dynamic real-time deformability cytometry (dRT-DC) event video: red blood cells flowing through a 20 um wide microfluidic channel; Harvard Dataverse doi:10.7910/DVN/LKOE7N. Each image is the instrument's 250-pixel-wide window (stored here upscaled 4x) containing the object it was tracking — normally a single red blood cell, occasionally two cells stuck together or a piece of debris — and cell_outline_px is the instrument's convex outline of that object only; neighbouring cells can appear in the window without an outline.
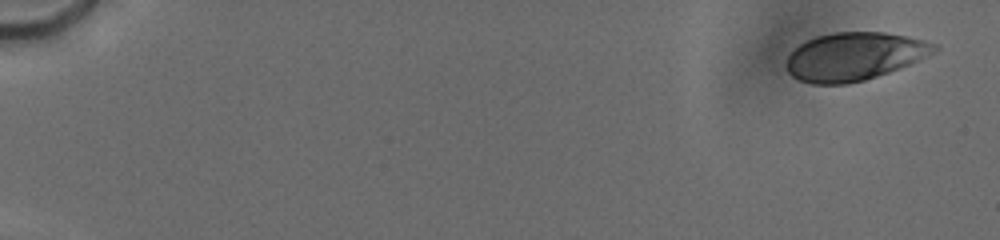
{"species": "human", "species_latin": "Homo sapiens", "temperature_condition": "cold", "stored_images_in_passage": 72, "camera_frame_rate_fps": 3000, "um_per_image_px": 0.085, "donor": {"sex": "male"}, "frame": {"image": 1, "passage_image": 4, "time_ms": 0.667, "image_size_px": [1000, 240], "cell_outline_px": [[936, 48], [932, 52], [900, 68], [864, 80], [848, 84], [812, 84], [800, 80], [792, 76], [788, 72], [784, 64], [788, 56], [800, 44], [816, 36], [836, 32], [884, 32], [908, 36], [936, 44]], "centroid_in_image_um": [72.55, 4.8], "position_along_channel_um": 12.5, "area_um2": 40.92}}
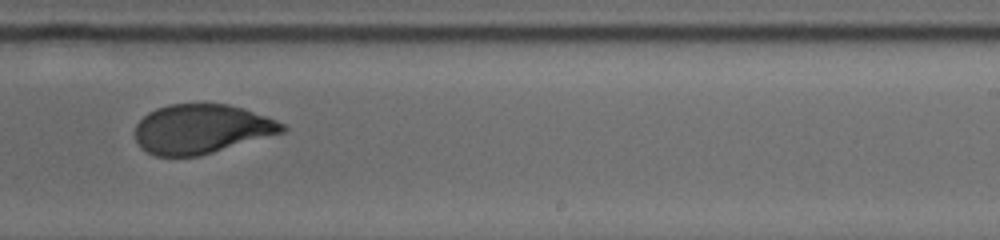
{"frame": {"image": 2, "passage_image": 44, "time_ms": 12.333, "image_size_px": [1000, 240], "cell_outline_px": [[288, 128], [284, 132], [200, 156], [156, 156], [140, 148], [136, 140], [136, 124], [148, 112], [156, 108], [168, 104], [228, 104], [244, 108], [276, 120], [284, 124]], "centroid_in_image_um": [17.12, 10.96], "position_along_channel_um": 271.9, "area_um2": 42.31}}
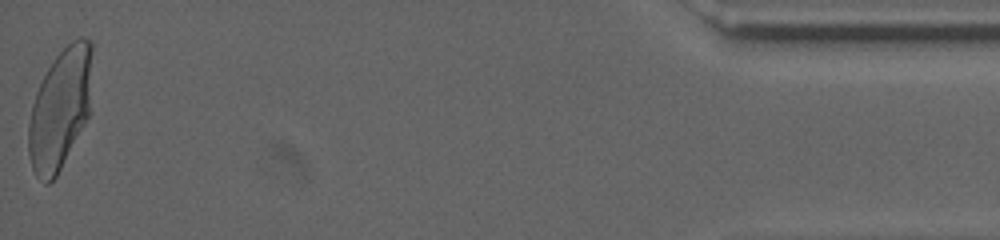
{"frame": {"image": 3, "passage_image": 72, "time_ms": 18.667, "image_size_px": [1000, 240], "cell_outline_px": [[92, 112], [56, 176], [48, 184], [44, 184], [36, 176], [32, 168], [28, 152], [28, 124], [32, 104], [36, 92], [52, 60], [72, 40], [80, 36], [84, 36], [92, 40]], "centroid_in_image_um": [5.16, 9.23], "position_along_channel_um": 430.0, "area_um2": 45.6}, "authors_computed_cell_mechanics": {"area_um2": 42.8298, "velocity_mm_per_s": 3.7577, "shape_relaxation_time_tau1_ms": 4.0142, "shape_relaxation_time_tau2_ms": 0.6863, "deformation_change_tau1": 0.1643, "deformation_change_tau2": 0.0555}}